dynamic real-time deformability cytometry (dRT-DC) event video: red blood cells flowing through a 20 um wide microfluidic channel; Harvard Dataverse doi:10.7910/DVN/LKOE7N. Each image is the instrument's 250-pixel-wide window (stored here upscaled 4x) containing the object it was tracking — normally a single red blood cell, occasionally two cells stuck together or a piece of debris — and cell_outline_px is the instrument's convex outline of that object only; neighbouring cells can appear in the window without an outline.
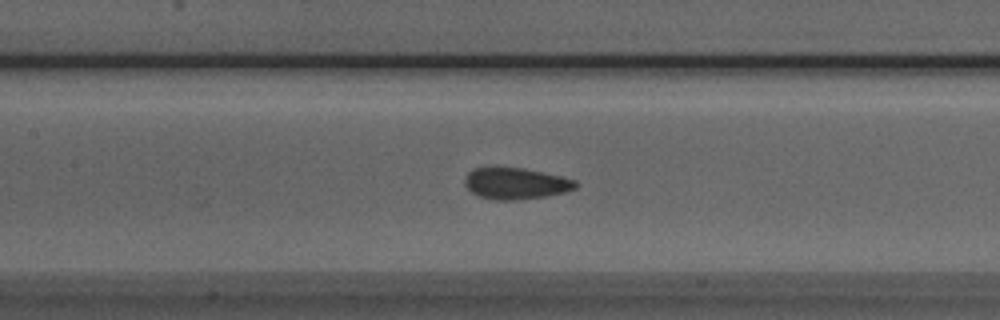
{"species": "Egyptian fruit bat (a non-hibernating species)", "species_latin": "Rousettus aegyptiacus", "temperature_condition": "room temperature", "stored_images_in_passage": 47, "camera_frame_rate_fps": 3000, "um_per_image_px": 0.085, "animal": {"sex": "male"}, "frame": {"image": 1, "passage_image": 22, "time_ms": 7.0, "image_size_px": [1000, 320], "cell_outline_px": [[580, 184], [576, 188], [564, 192], [548, 196], [512, 200], [496, 200], [480, 196], [472, 192], [464, 184], [464, 180], [468, 172], [472, 168], [496, 164], [524, 168], [560, 176], [576, 180]], "centroid_in_image_um": [43.8, 15.54], "position_along_channel_um": 163.6, "area_um2": 20.92}}
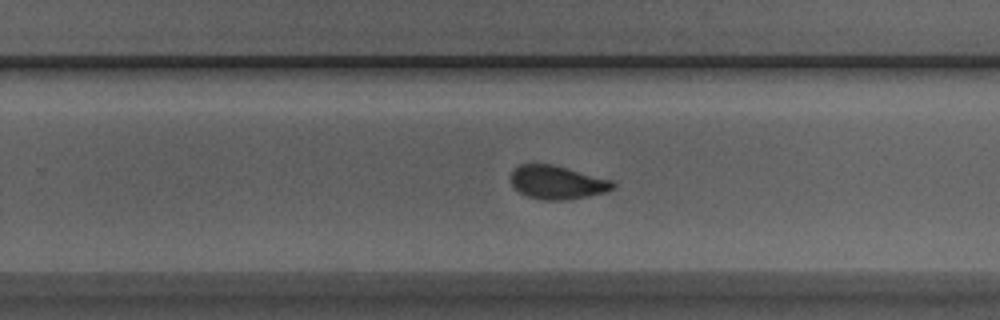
{"frame": {"image": 2, "passage_image": 31, "time_ms": 10.0, "image_size_px": [1000, 320], "cell_outline_px": [[616, 188], [608, 192], [572, 200], [544, 200], [528, 196], [520, 192], [512, 184], [512, 172], [520, 164], [552, 164], [612, 180], [616, 184]], "centroid_in_image_um": [47.44, 15.52], "position_along_channel_um": 282.4, "area_um2": 19.94}}
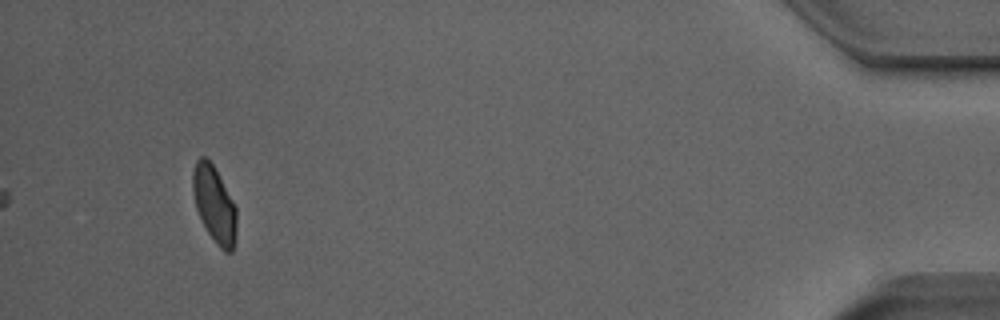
{"frame": {"image": 3, "passage_image": 47, "time_ms": 15.333, "image_size_px": [1000, 320], "cell_outline_px": [[236, 240], [232, 252], [224, 252], [216, 244], [208, 232], [196, 208], [192, 192], [192, 172], [196, 160], [200, 156], [204, 156], [212, 164], [236, 208]], "centroid_in_image_um": [18.21, 17.4], "position_along_channel_um": 417.0, "area_um2": 19.25}, "authors_computed_cell_mechanics": {"area_um2": 20.7502, "velocity_mm_per_s": 3.9768, "shape_relaxation_time_tau1_ms": 3.2345, "shape_relaxation_time_tau2_ms": 0.869, "deformation_change_tau1": 0.1018, "deformation_change_tau2": 0.0645}}